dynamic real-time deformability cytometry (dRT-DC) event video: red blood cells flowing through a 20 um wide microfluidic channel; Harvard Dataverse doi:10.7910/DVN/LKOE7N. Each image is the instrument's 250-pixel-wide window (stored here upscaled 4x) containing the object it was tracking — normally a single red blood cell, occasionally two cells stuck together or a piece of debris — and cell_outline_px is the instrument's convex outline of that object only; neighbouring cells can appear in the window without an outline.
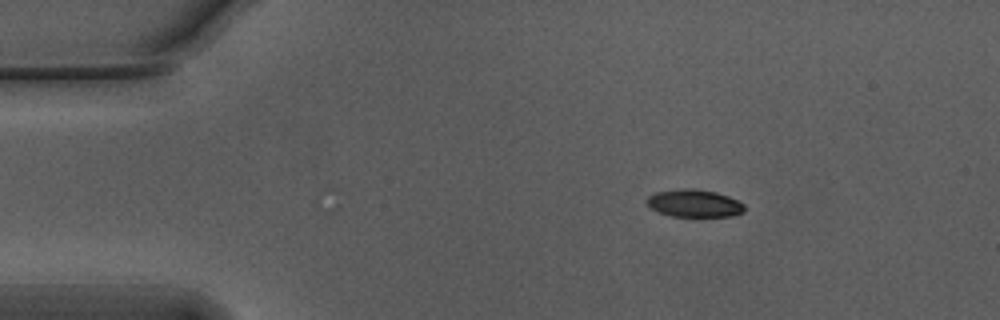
{"species": "Egyptian fruit bat (a non-hibernating species)", "species_latin": "Rousettus aegyptiacus", "temperature_condition": "warm", "stored_images_in_passage": 20, "camera_frame_rate_fps": 3000, "um_per_image_px": 0.085, "animal": {"sex": "male"}, "frame": {"image": 1, "passage_image": 1, "time_ms": 0.0, "image_size_px": [1000, 320], "cell_outline_px": [[744, 212], [732, 216], [672, 216], [660, 212], [652, 208], [648, 204], [648, 196], [656, 192], [680, 188], [692, 188], [716, 192], [728, 196], [744, 204]], "centroid_in_image_um": [59.03, 17.27], "position_along_channel_um": 26.0, "area_um2": 15.49}}
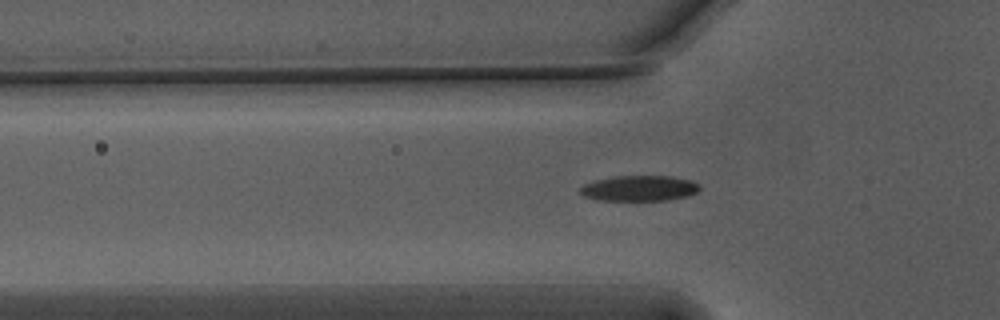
{"frame": {"image": 2, "passage_image": 10, "time_ms": 3.0, "image_size_px": [1000, 320], "cell_outline_px": [[700, 188], [696, 192], [688, 196], [668, 200], [596, 200], [584, 196], [580, 192], [580, 188], [584, 184], [596, 180], [612, 176], [672, 176], [692, 180], [700, 184]], "centroid_in_image_um": [54.36, 16.0], "position_along_channel_um": 71.4, "area_um2": 17.86}}
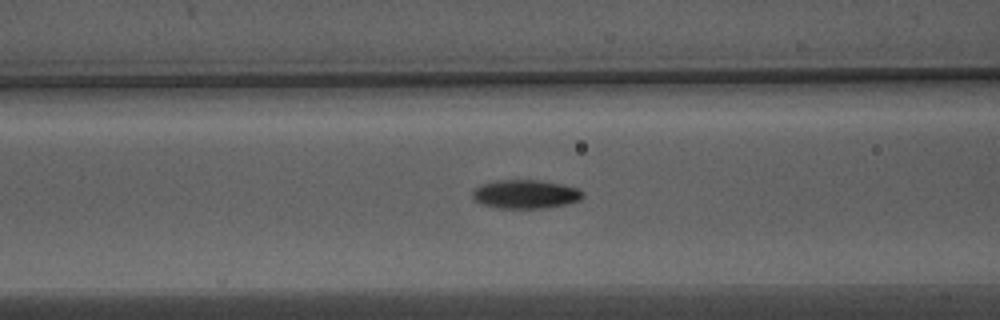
{"frame": {"image": 3, "passage_image": 14, "time_ms": 4.333, "image_size_px": [1000, 320], "cell_outline_px": [[584, 196], [580, 200], [564, 204], [544, 208], [496, 208], [480, 204], [472, 196], [472, 192], [480, 184], [496, 180], [540, 180], [560, 184], [576, 188], [584, 192]], "centroid_in_image_um": [44.64, 16.5], "position_along_channel_um": 122.0, "area_um2": 18.44}}